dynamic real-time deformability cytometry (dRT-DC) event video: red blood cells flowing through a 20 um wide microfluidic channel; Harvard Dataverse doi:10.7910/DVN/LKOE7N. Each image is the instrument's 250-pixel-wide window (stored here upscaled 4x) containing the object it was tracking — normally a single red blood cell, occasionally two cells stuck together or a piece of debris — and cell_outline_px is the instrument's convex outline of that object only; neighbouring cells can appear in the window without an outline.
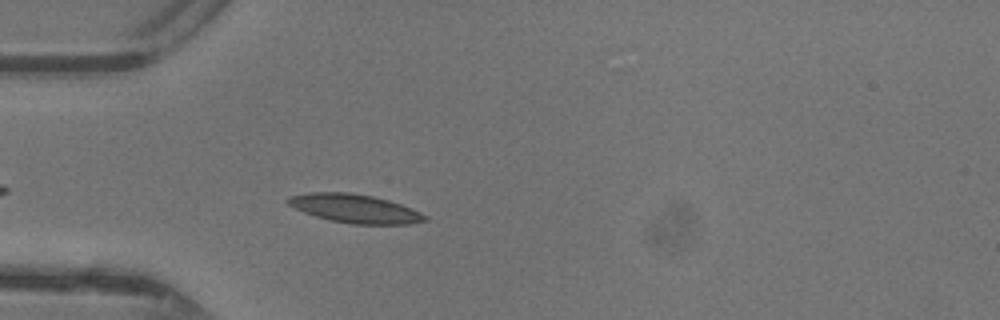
{"species": "common noctule bat (a hibernating species)", "species_latin": "Nyctalus noctula", "temperature_condition": "warm", "stored_images_in_passage": 29, "camera_frame_rate_fps": 3000, "um_per_image_px": 0.085, "animal": {"sex": "female"}, "frame": {"image": 1, "passage_image": 4, "time_ms": 1.0, "image_size_px": [1000, 320], "cell_outline_px": [[428, 220], [408, 224], [352, 224], [328, 220], [304, 212], [288, 204], [284, 200], [288, 196], [308, 192], [348, 192], [372, 196], [388, 200], [412, 208], [428, 216]], "centroid_in_image_um": [30.15, 17.72], "position_along_channel_um": 54.9, "area_um2": 22.89}}
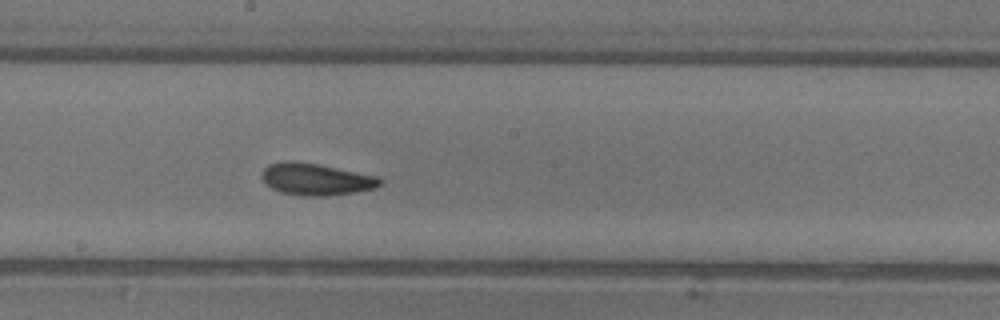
{"frame": {"image": 2, "passage_image": 16, "time_ms": 5.0, "image_size_px": [1000, 320], "cell_outline_px": [[384, 180], [376, 188], [356, 192], [328, 196], [300, 196], [280, 192], [272, 188], [260, 176], [264, 168], [268, 164], [284, 160], [296, 160], [380, 176]], "centroid_in_image_um": [26.88, 15.23], "position_along_channel_um": 221.3, "area_um2": 22.31}}
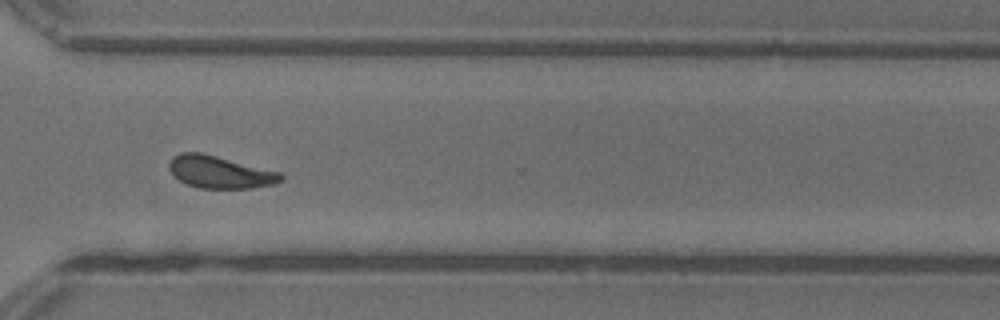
{"frame": {"image": 3, "passage_image": 25, "time_ms": 8.0, "image_size_px": [1000, 320], "cell_outline_px": [[284, 180], [276, 184], [252, 188], [200, 188], [188, 184], [180, 180], [168, 168], [168, 164], [172, 156], [180, 152], [200, 152], [280, 172], [284, 176]], "centroid_in_image_um": [18.71, 14.62], "position_along_channel_um": 351.9, "area_um2": 20.98}, "authors_computed_cell_mechanics": {"area_um2": 21.2126, "velocity_mm_per_s": 4.3718, "shape_relaxation_time_tau1_ms": 3.3204, "shape_relaxation_time_tau2_ms": 2.0865, "deformation_change_tau1": 0.1051, "deformation_change_tau2": 0.0888}}